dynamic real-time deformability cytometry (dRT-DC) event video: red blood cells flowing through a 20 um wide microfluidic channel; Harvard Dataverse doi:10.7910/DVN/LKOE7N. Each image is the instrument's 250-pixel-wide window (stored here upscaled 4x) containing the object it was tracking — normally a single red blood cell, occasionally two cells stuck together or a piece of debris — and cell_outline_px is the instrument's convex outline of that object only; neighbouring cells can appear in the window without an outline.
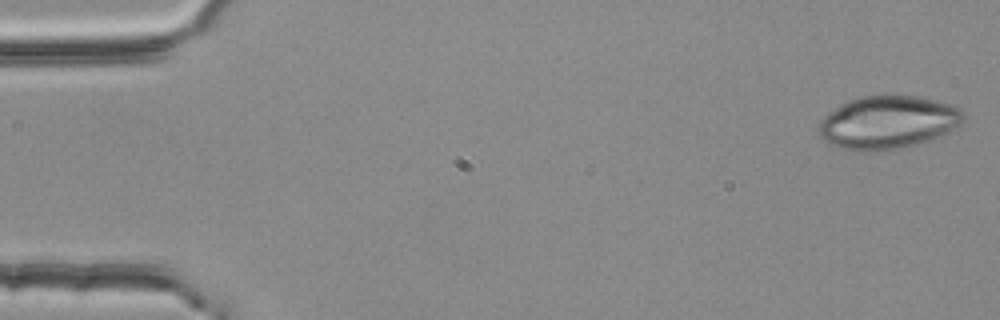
{"species": "common noctule bat (a hibernating species)", "species_latin": "Nyctalus noctula", "temperature_condition": "room temperature", "stored_images_in_passage": 23, "camera_frame_rate_fps": 3000, "um_per_image_px": 0.085, "animal": {"sex": "female", "body_mass_g": 25.1}, "frame": {"image": 1, "passage_image": 1, "time_ms": 0.0, "image_size_px": [1000, 320], "cell_outline_px": [[964, 120], [960, 124], [944, 136], [916, 144], [896, 148], [864, 152], [860, 152], [840, 148], [828, 144], [816, 132], [816, 128], [820, 120], [828, 112], [840, 104], [864, 96], [888, 92], [916, 96], [936, 100], [960, 108], [964, 112]], "centroid_in_image_um": [75.44, 10.38], "position_along_channel_um": 9.6, "area_um2": 45.66}}
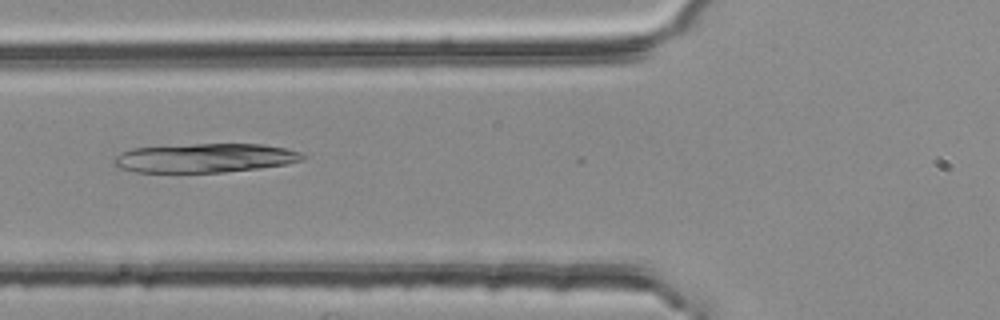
{"frame": {"image": 2, "passage_image": 20, "time_ms": 6.333, "image_size_px": [1000, 320], "cell_outline_px": [[304, 160], [284, 164], [256, 168], [224, 172], [136, 172], [112, 168], [112, 160], [120, 152], [132, 148], [196, 144], [260, 144], [284, 148], [304, 152]], "centroid_in_image_um": [17.33, 13.43], "position_along_channel_um": 108.5, "area_um2": 32.02}}